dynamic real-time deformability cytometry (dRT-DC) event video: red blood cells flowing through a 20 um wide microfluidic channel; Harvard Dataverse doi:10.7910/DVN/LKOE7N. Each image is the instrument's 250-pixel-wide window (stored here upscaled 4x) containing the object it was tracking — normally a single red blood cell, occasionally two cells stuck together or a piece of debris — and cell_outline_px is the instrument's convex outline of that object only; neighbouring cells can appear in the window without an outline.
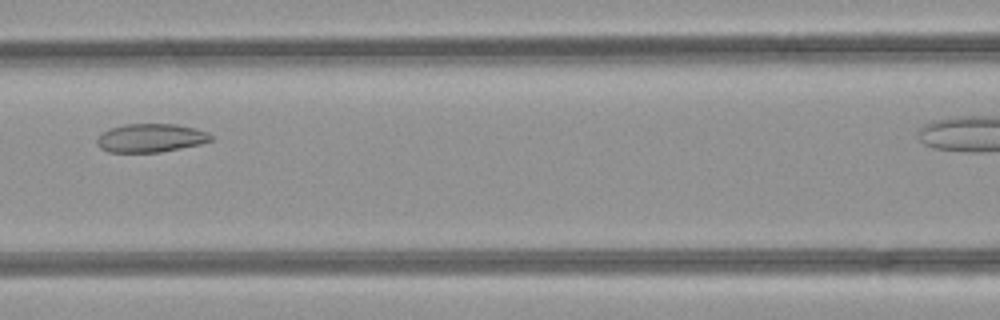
{"species": "common noctule bat (a hibernating species)", "species_latin": "Nyctalus noctula", "temperature_condition": "room temperature", "stored_images_in_passage": 35, "camera_frame_rate_fps": 3000, "um_per_image_px": 0.085, "animal": {"sex": "female", "body_mass_g": 21.9}, "frame": {"image": 1, "passage_image": 14, "time_ms": 4.333, "image_size_px": [1000, 320], "cell_outline_px": [[212, 140], [200, 144], [160, 152], [108, 152], [100, 148], [96, 144], [96, 136], [112, 128], [124, 124], [176, 124], [196, 128], [208, 132], [212, 136]], "centroid_in_image_um": [12.8, 11.72], "position_along_channel_um": 153.8, "area_um2": 18.96}}
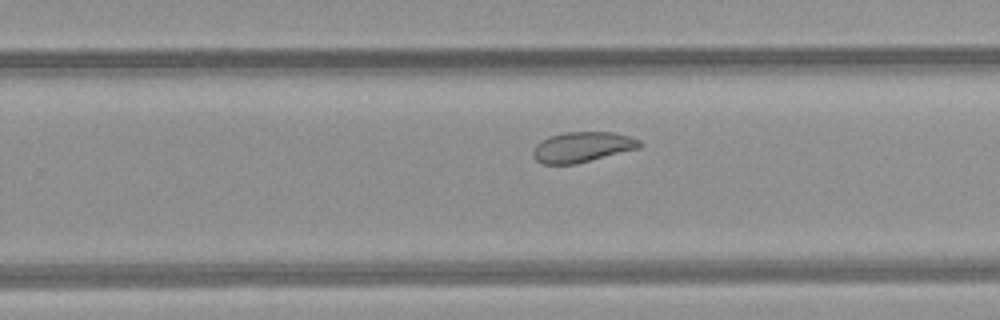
{"frame": {"image": 2, "passage_image": 23, "time_ms": 7.333, "image_size_px": [1000, 320], "cell_outline_px": [[644, 144], [640, 148], [576, 164], [544, 164], [536, 160], [532, 156], [532, 152], [536, 144], [540, 140], [548, 136], [564, 132], [612, 132], [628, 136], [640, 140]], "centroid_in_image_um": [49.48, 12.49], "position_along_channel_um": 280.3, "area_um2": 19.02}}
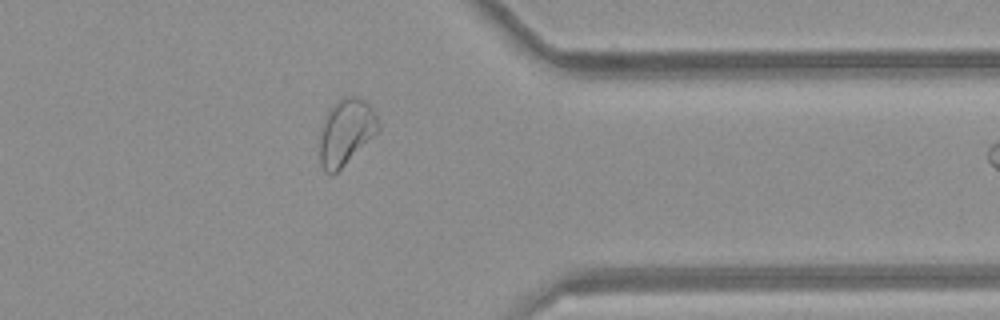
{"frame": {"image": 3, "passage_image": 31, "time_ms": 10.0, "image_size_px": [1000, 320], "cell_outline_px": [[380, 128], [336, 172], [324, 172], [320, 164], [320, 128], [324, 116], [328, 108], [332, 104], [344, 96], [356, 96], [364, 100], [376, 112]], "centroid_in_image_um": [29.37, 11.15], "position_along_channel_um": 382.0, "area_um2": 22.31}, "authors_computed_cell_mechanics": {"area_um2": 20.4612, "velocity_mm_per_s": 4.2323, "shape_relaxation_time_tau1_ms": null, "shape_relaxation_time_tau2_ms": 2.6521, "deformation_change_tau1": null, "deformation_change_tau2": 0.0752}}